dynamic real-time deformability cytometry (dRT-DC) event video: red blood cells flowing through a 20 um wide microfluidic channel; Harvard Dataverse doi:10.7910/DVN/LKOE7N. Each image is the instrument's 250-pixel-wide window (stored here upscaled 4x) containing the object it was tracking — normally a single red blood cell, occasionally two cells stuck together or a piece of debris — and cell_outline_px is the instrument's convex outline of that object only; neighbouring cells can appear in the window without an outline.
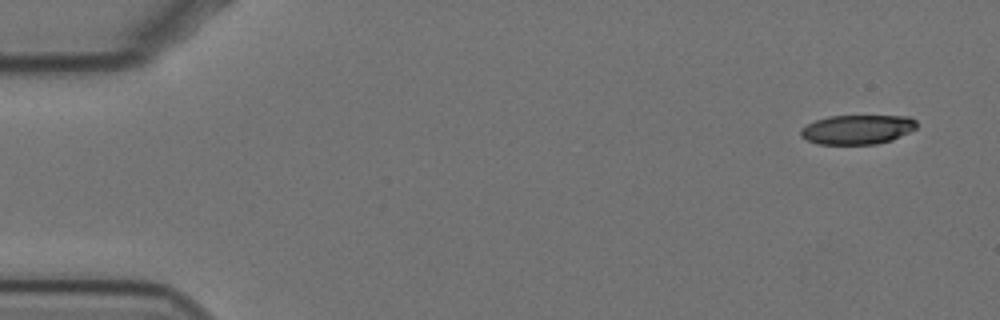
{"species": "Egyptian fruit bat (a non-hibernating species)", "species_latin": "Rousettus aegyptiacus", "temperature_condition": "cold", "stored_images_in_passage": 56, "camera_frame_rate_fps": 3000, "um_per_image_px": 0.085, "animal": {"sex": "female"}, "frame": {"image": 1, "passage_image": 1, "time_ms": 0.0, "image_size_px": [1000, 320], "cell_outline_px": [[916, 128], [892, 140], [876, 144], [816, 144], [800, 136], [800, 132], [808, 124], [816, 120], [828, 116], [908, 116], [916, 120]], "centroid_in_image_um": [72.88, 11.01], "position_along_channel_um": 12.1, "area_um2": 19.71}}
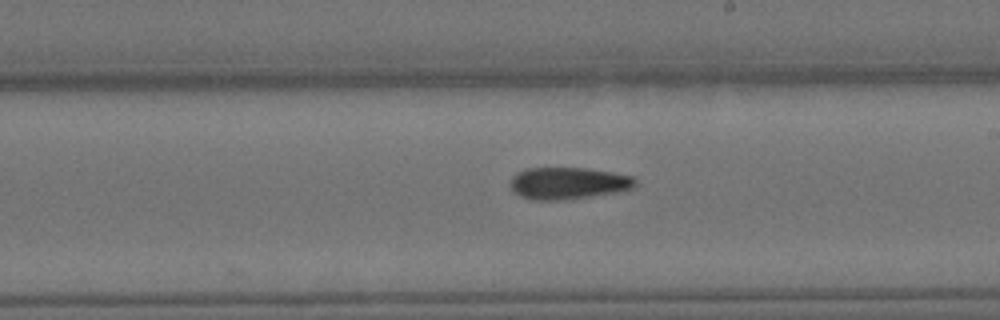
{"frame": {"image": 2, "passage_image": 31, "time_ms": 10.0, "image_size_px": [1000, 320], "cell_outline_px": [[636, 188], [624, 192], [572, 200], [532, 200], [520, 196], [512, 192], [512, 176], [516, 172], [528, 168], [584, 168], [612, 172], [632, 176], [636, 180]], "centroid_in_image_um": [48.36, 15.6], "position_along_channel_um": 240.6, "area_um2": 23.87}}
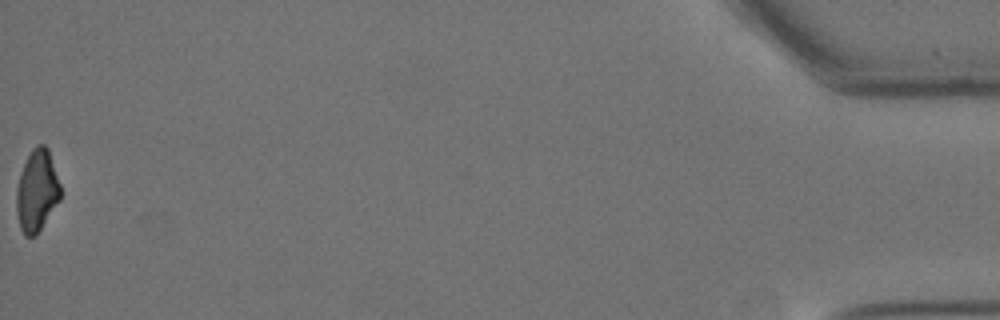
{"frame": {"image": 3, "passage_image": 56, "time_ms": 18.333, "image_size_px": [1000, 320], "cell_outline_px": [[60, 200], [36, 236], [24, 236], [20, 228], [16, 212], [16, 188], [20, 172], [32, 148], [36, 144], [44, 144], [48, 148], [60, 184]], "centroid_in_image_um": [3.12, 16.22], "position_along_channel_um": 432.1, "area_um2": 21.1}}